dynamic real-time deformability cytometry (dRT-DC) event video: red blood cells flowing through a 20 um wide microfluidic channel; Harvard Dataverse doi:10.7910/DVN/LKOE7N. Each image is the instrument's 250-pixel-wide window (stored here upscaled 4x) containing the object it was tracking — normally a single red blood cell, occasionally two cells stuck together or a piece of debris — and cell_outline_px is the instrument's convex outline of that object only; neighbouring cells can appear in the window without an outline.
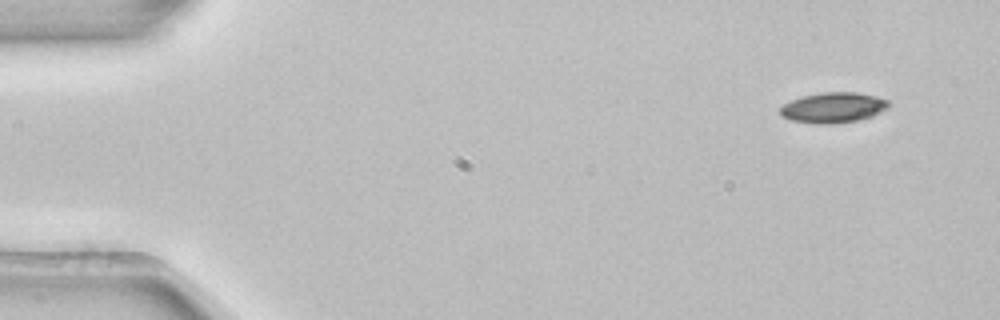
{"species": "common noctule bat (a hibernating species)", "species_latin": "Nyctalus noctula", "temperature_condition": "room temperature", "stored_images_in_passage": 50, "camera_frame_rate_fps": 3000, "um_per_image_px": 0.085, "animal": {"sex": "female", "body_mass_g": 22.7, "forearm_length_mm": 54.2}, "frame": {"image": 1, "passage_image": 1, "time_ms": 0.0, "image_size_px": [1000, 320], "cell_outline_px": [[888, 108], [872, 116], [856, 120], [832, 124], [816, 124], [792, 120], [780, 116], [780, 108], [784, 104], [792, 100], [804, 96], [824, 92], [856, 92], [876, 96], [888, 100]], "centroid_in_image_um": [70.82, 9.15], "position_along_channel_um": 14.2, "area_um2": 19.07}}
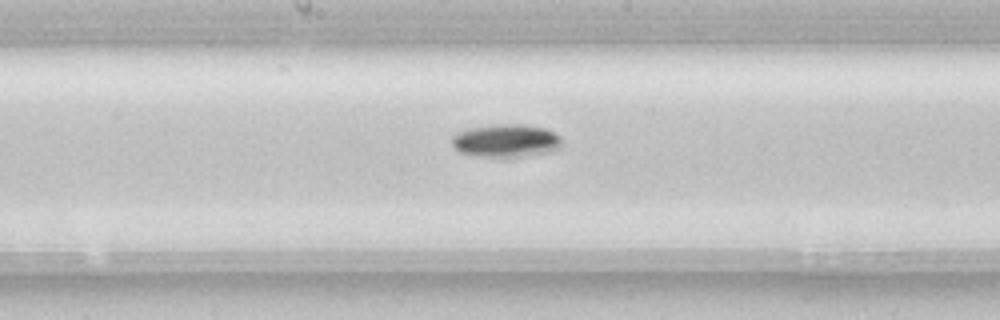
{"frame": {"image": 2, "passage_image": 25, "time_ms": 8.0, "image_size_px": [1000, 320], "cell_outline_px": [[560, 148], [548, 152], [520, 156], [472, 156], [460, 152], [452, 144], [452, 136], [456, 132], [468, 128], [504, 124], [520, 124], [544, 128], [560, 136]], "centroid_in_image_um": [42.97, 11.95], "position_along_channel_um": 205.2, "area_um2": 20.81}}
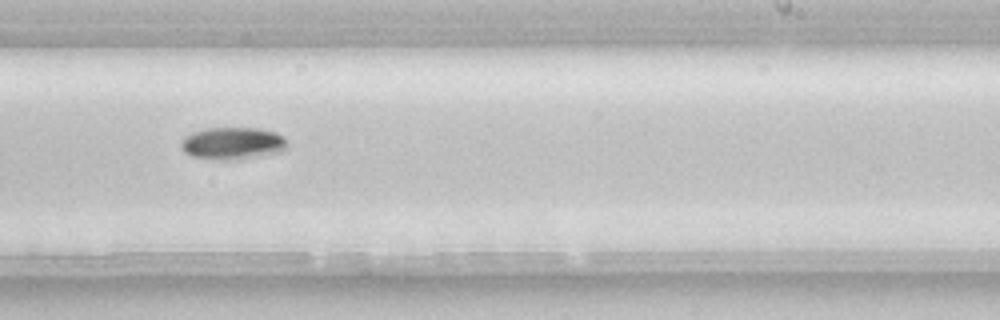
{"frame": {"image": 3, "passage_image": 30, "time_ms": 9.667, "image_size_px": [1000, 320], "cell_outline_px": [[288, 148], [280, 152], [244, 160], [216, 160], [192, 156], [184, 152], [180, 148], [180, 140], [184, 136], [192, 132], [204, 128], [260, 128], [276, 132], [284, 136]], "centroid_in_image_um": [19.77, 12.19], "position_along_channel_um": 269.2, "area_um2": 20.58}, "authors_computed_cell_mechanics": {"area_um2": 19.5075, "velocity_mm_per_s": 3.8725, "shape_relaxation_time_tau1_ms": 2.2243, "shape_relaxation_time_tau2_ms": null, "deformation_change_tau1": 0.0795, "deformation_change_tau2": null}}